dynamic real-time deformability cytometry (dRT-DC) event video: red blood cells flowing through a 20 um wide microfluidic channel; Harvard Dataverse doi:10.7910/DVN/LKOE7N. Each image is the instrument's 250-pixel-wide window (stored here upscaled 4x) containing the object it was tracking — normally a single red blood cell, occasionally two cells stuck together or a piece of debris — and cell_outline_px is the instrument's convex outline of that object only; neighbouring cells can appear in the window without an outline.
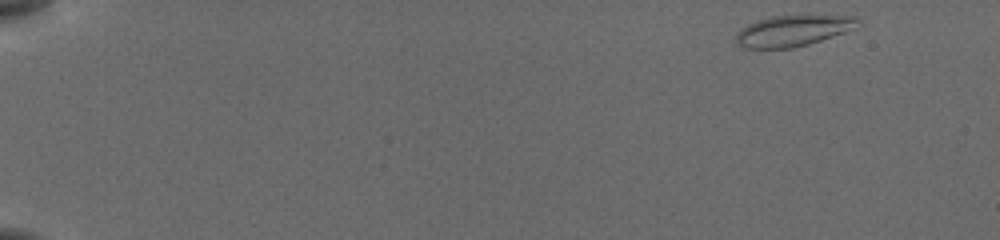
{"species": "common noctule bat (a hibernating species)", "species_latin": "Nyctalus noctula", "temperature_condition": "cold", "stored_images_in_passage": 12, "camera_frame_rate_fps": 3000, "um_per_image_px": 0.085, "animal": {"sex": "female", "body_mass_g": 19.5, "forearm_length_mm": 54.1}, "frame": {"image": 1, "passage_image": 1, "time_ms": 0.0, "image_size_px": [1000, 240], "cell_outline_px": [[856, 28], [808, 44], [792, 48], [744, 48], [736, 44], [736, 36], [740, 28], [756, 20], [772, 16], [856, 16]], "centroid_in_image_um": [67.32, 2.62], "position_along_channel_um": 17.7, "area_um2": 21.62}}
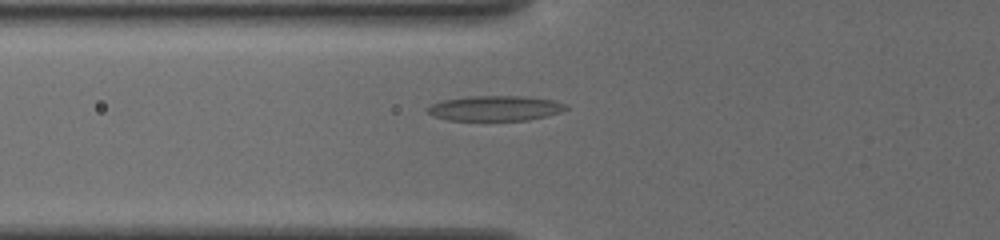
{"frame": {"image": 2, "passage_image": 9, "time_ms": 1672.333, "image_size_px": [1000, 240], "cell_outline_px": [[568, 108], [560, 112], [548, 116], [528, 120], [448, 120], [432, 116], [428, 112], [428, 108], [432, 104], [444, 100], [468, 96], [524, 96], [552, 100], [568, 104]], "centroid_in_image_um": [42.12, 9.2], "position_along_channel_um": 83.7, "area_um2": 20.23}}
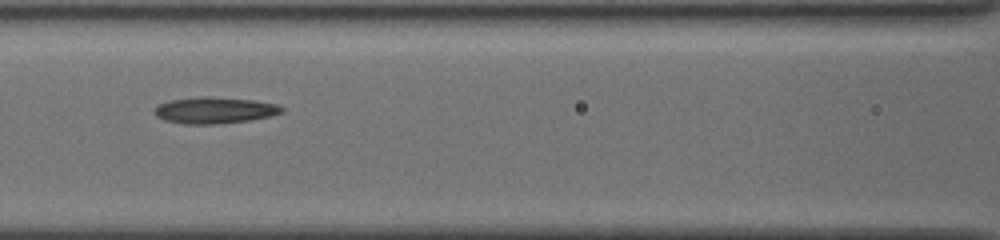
{"frame": {"image": 3, "passage_image": 11, "time_ms": 1674.0, "image_size_px": [1000, 240], "cell_outline_px": [[284, 112], [272, 116], [248, 120], [216, 124], [184, 124], [164, 120], [156, 116], [152, 112], [152, 108], [168, 100], [204, 96], [212, 96], [256, 100], [276, 104], [284, 108]], "centroid_in_image_um": [18.22, 9.36], "position_along_channel_um": 148.4, "area_um2": 19.88}}